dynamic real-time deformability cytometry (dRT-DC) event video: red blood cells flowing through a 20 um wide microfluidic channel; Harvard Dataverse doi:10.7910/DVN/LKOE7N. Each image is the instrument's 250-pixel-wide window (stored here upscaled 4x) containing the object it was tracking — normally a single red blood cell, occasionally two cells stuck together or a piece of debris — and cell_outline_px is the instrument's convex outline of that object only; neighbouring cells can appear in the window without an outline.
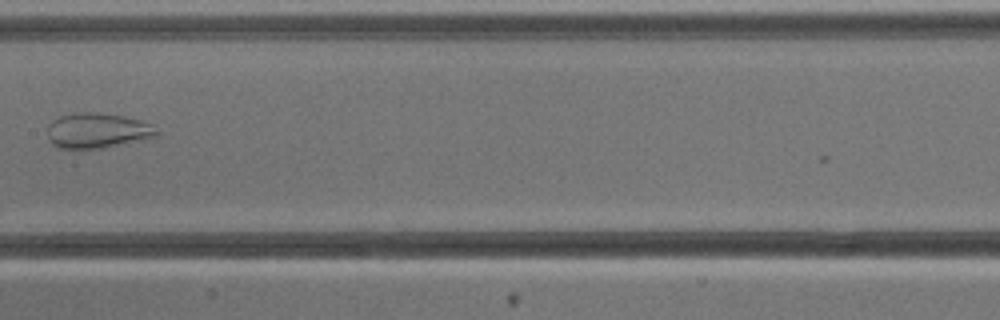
{"species": "common noctule bat (a hibernating species)", "species_latin": "Nyctalus noctula", "temperature_condition": "cold", "stored_images_in_passage": 6, "camera_frame_rate_fps": 3000, "um_per_image_px": 0.085, "animal": {"sex": "male", "body_mass_g": 13.3}, "frame": {"image": 1, "passage_image": 6, "time_ms": 5.667, "image_size_px": [1000, 320], "cell_outline_px": [[160, 132], [156, 136], [100, 148], [60, 148], [52, 144], [48, 140], [48, 124], [52, 120], [60, 116], [76, 112], [96, 112], [124, 116], [140, 120], [152, 124]], "centroid_in_image_um": [8.24, 11.08], "position_along_channel_um": 199.2, "area_um2": 22.25}}